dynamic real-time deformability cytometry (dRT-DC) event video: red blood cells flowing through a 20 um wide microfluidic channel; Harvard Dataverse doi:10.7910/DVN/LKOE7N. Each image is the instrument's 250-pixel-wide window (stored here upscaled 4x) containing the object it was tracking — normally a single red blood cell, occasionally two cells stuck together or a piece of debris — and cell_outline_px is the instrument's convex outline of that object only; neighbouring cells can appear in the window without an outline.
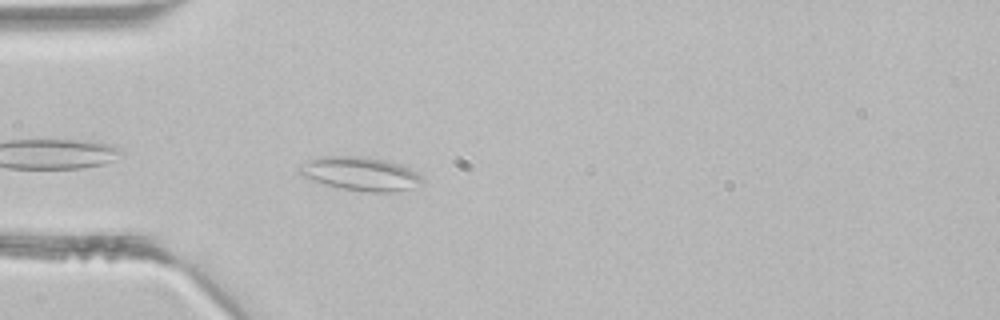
{"species": "common noctule bat (a hibernating species)", "species_latin": "Nyctalus noctula", "temperature_condition": "room temperature", "stored_images_in_passage": 4, "camera_frame_rate_fps": 3000, "um_per_image_px": 0.085, "animal": {"sex": "male", "body_mass_g": 21.5, "forearm_length_mm": 52.0}, "frame": {"image": 1, "passage_image": 4, "time_ms": 1.0, "image_size_px": [1000, 320], "cell_outline_px": [[424, 180], [408, 188], [396, 192], [372, 192], [344, 188], [324, 184], [304, 176], [296, 172], [296, 168], [308, 160], [324, 156], [364, 156], [384, 160], [400, 164], [416, 172]], "centroid_in_image_um": [30.59, 14.75], "position_along_channel_um": 54.4, "area_um2": 23.7}}